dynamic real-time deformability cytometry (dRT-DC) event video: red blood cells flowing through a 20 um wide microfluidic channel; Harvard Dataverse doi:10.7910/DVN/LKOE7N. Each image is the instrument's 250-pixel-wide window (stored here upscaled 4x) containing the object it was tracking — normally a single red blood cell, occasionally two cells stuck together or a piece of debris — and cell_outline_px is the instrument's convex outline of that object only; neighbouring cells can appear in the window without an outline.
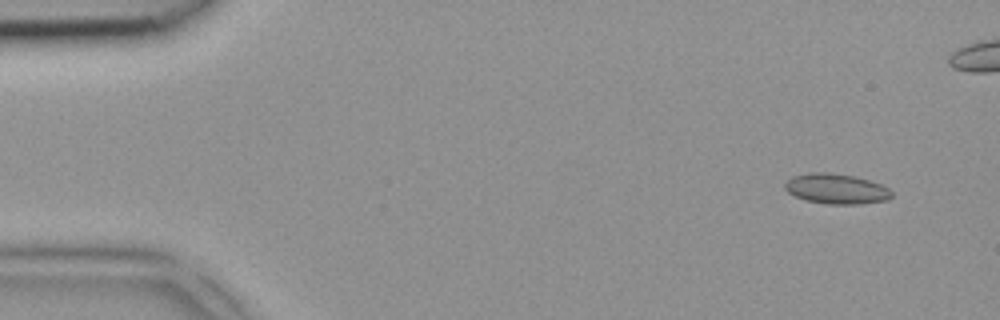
{"species": "common noctule bat (a hibernating species)", "species_latin": "Nyctalus noctula", "temperature_condition": "room temperature", "stored_images_in_passage": 5, "camera_frame_rate_fps": 3000, "um_per_image_px": 0.085, "animal": {"sex": "female", "body_mass_g": 18.4}, "frame": {"image": 1, "passage_image": 1, "time_ms": 0.0, "image_size_px": [1000, 320], "cell_outline_px": [[892, 196], [888, 200], [860, 204], [828, 204], [804, 200], [788, 192], [784, 188], [784, 184], [792, 176], [812, 172], [828, 172], [852, 176], [868, 180], [880, 184], [888, 188], [892, 192]], "centroid_in_image_um": [71.07, 16.05], "position_along_channel_um": 13.9, "area_um2": 18.73}}